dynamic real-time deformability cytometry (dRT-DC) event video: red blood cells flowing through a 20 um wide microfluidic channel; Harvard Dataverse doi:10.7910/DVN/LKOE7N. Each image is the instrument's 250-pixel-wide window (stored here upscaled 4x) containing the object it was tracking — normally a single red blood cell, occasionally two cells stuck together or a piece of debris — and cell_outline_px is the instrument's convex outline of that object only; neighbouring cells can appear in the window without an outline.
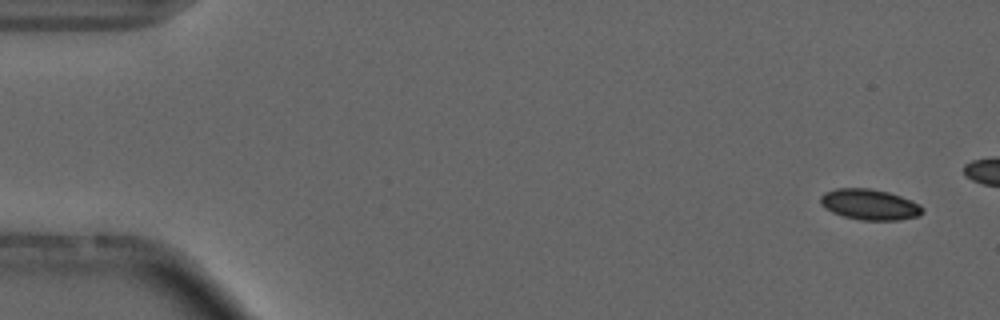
{"species": "common noctule bat (a hibernating species)", "species_latin": "Nyctalus noctula", "temperature_condition": "cold", "stored_images_in_passage": 4, "camera_frame_rate_fps": 3000, "um_per_image_px": 0.085, "animal": {"sex": "male", "forearm_length_mm": 52.5}, "frame": {"image": 1, "passage_image": 1, "time_ms": 0.0, "image_size_px": [1000, 320], "cell_outline_px": [[924, 212], [920, 216], [900, 220], [860, 220], [844, 216], [832, 212], [824, 208], [820, 204], [820, 196], [824, 192], [836, 188], [868, 188], [888, 192], [912, 200], [920, 204], [924, 208]], "centroid_in_image_um": [73.93, 17.38], "position_along_channel_um": 11.1, "area_um2": 18.5}}